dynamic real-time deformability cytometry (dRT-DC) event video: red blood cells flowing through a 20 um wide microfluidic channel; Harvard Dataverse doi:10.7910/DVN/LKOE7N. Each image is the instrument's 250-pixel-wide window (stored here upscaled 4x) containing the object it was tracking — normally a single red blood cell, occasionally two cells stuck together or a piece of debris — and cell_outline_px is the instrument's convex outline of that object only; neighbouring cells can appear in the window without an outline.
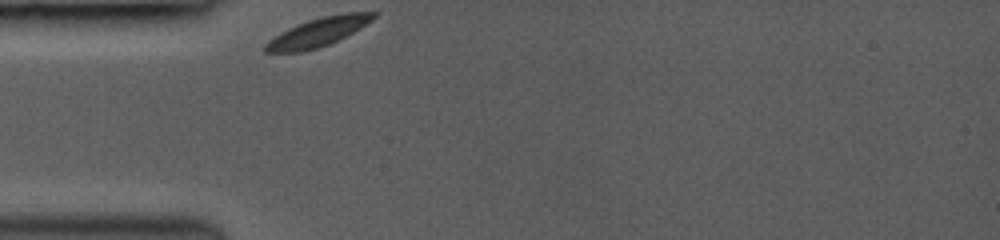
{"species": "common noctule bat (a hibernating species)", "species_latin": "Nyctalus noctula", "temperature_condition": "room temperature", "stored_images_in_passage": 5, "camera_frame_rate_fps": 3000, "um_per_image_px": 0.085, "animal": {"sex": "female", "body_mass_g": 19.0, "forearm_length_mm": 53.3}, "frame": {"image": 1, "passage_image": 1, "time_ms": 0.0, "image_size_px": [1000, 240], "cell_outline_px": [[376, 16], [372, 20], [360, 28], [328, 44], [316, 48], [300, 52], [264, 52], [264, 44], [268, 40], [280, 32], [288, 28], [308, 20], [324, 16], [344, 12], [376, 12]], "centroid_in_image_um": [27.0, 2.72], "position_along_channel_um": 58.0, "area_um2": 17.8}}
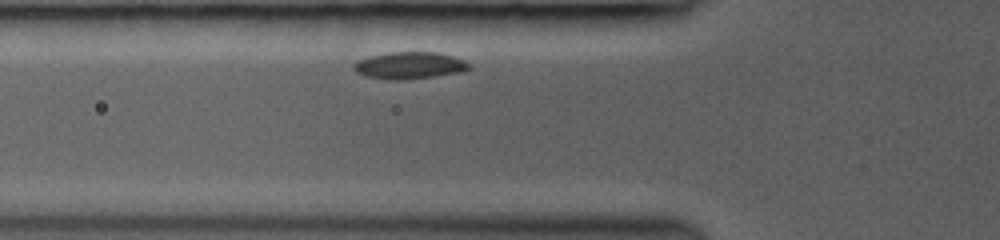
{"frame": {"image": 2, "passage_image": 3, "time_ms": 1.0, "image_size_px": [1000, 240], "cell_outline_px": [[472, 68], [464, 72], [400, 80], [396, 80], [364, 76], [356, 72], [352, 68], [352, 64], [356, 60], [388, 52], [436, 52], [452, 56], [464, 60]], "centroid_in_image_um": [34.79, 5.56], "position_along_channel_um": 91.0, "area_um2": 18.09}}